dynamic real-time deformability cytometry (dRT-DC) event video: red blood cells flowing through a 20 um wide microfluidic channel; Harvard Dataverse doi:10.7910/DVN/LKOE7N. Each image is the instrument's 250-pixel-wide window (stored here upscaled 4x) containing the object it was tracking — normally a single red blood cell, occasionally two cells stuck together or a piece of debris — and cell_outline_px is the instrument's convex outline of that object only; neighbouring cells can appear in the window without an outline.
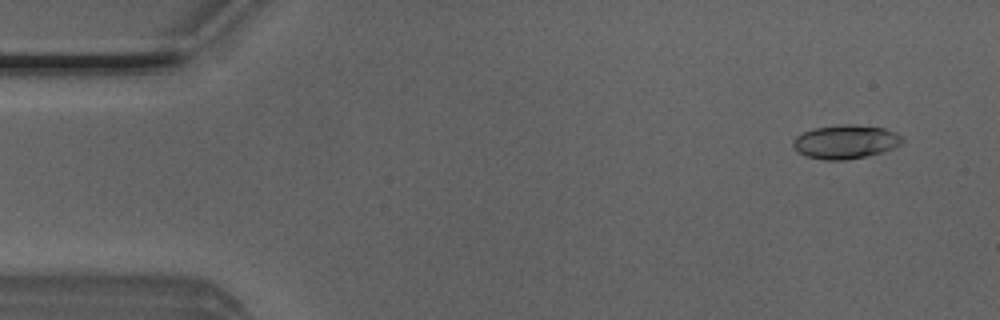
{"species": "Egyptian fruit bat (a non-hibernating species)", "species_latin": "Rousettus aegyptiacus", "temperature_condition": "room temperature", "stored_images_in_passage": 51, "camera_frame_rate_fps": 3000, "um_per_image_px": 0.085, "animal": {"sex": "male"}, "frame": {"image": 1, "passage_image": 4, "time_ms": 1.0, "image_size_px": [1000, 320], "cell_outline_px": [[904, 140], [900, 144], [892, 148], [880, 152], [848, 160], [824, 160], [808, 156], [800, 152], [792, 144], [792, 140], [796, 136], [804, 132], [816, 128], [840, 124], [856, 124], [884, 128], [896, 132]], "centroid_in_image_um": [71.87, 12.04], "position_along_channel_um": 13.1, "area_um2": 21.27}}
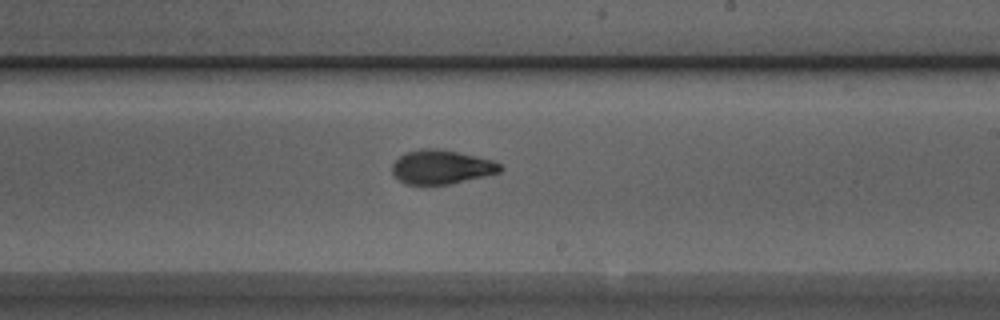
{"frame": {"image": 2, "passage_image": 30, "time_ms": 9.667, "image_size_px": [1000, 320], "cell_outline_px": [[504, 168], [500, 172], [484, 176], [448, 184], [404, 184], [392, 172], [392, 164], [404, 152], [420, 148], [436, 148], [476, 156], [492, 160], [500, 164]], "centroid_in_image_um": [37.5, 14.18], "position_along_channel_um": 251.5, "area_um2": 21.27}}
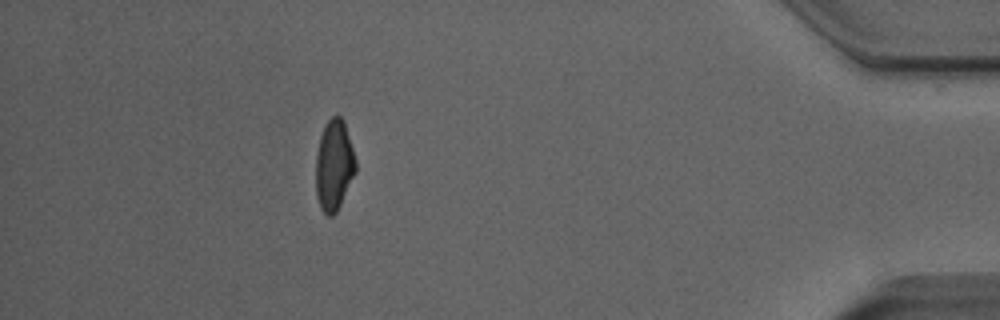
{"frame": {"image": 3, "passage_image": 46, "time_ms": 15.0, "image_size_px": [1000, 320], "cell_outline_px": [[356, 172], [336, 212], [332, 216], [328, 216], [320, 208], [316, 196], [316, 156], [320, 136], [328, 120], [332, 116], [340, 116], [344, 120], [356, 160]], "centroid_in_image_um": [28.39, 14.05], "position_along_channel_um": 406.8, "area_um2": 20.98}, "authors_computed_cell_mechanics": {"area_um2": 21.2704, "velocity_mm_per_s": 3.9863, "shape_relaxation_time_tau1_ms": 4.4448, "shape_relaxation_time_tau2_ms": 1.2126, "deformation_change_tau1": 0.166, "deformation_change_tau2": 0.0659}}